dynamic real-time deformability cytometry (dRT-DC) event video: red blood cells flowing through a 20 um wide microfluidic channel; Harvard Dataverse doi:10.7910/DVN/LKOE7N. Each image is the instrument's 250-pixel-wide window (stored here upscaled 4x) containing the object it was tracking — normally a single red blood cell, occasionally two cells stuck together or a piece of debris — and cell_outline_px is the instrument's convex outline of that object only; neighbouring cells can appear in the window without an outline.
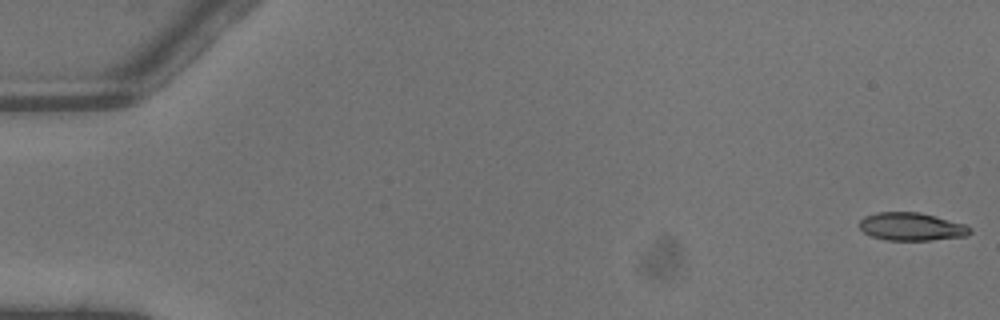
{"species": "common noctule bat (a hibernating species)", "species_latin": "Nyctalus noctula", "temperature_condition": "warm", "stored_images_in_passage": 5, "camera_frame_rate_fps": 3000, "um_per_image_px": 0.085, "animal": {"sex": "male", "body_mass_g": 13.3}, "frame": {"image": 1, "passage_image": 1, "time_ms": 0.0, "image_size_px": [1000, 320], "cell_outline_px": [[972, 232], [968, 236], [932, 240], [884, 240], [872, 236], [864, 232], [860, 228], [860, 220], [864, 216], [876, 212], [920, 212], [936, 216], [964, 224], [972, 228]], "centroid_in_image_um": [77.5, 19.26], "position_along_channel_um": 7.5, "area_um2": 18.15}}
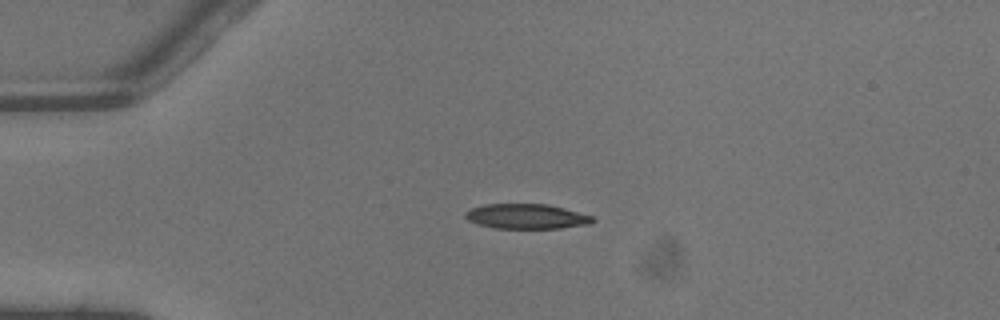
{"frame": {"image": 2, "passage_image": 4, "time_ms": 1.0, "image_size_px": [1000, 320], "cell_outline_px": [[596, 220], [592, 224], [560, 228], [492, 228], [476, 224], [468, 220], [464, 216], [464, 212], [472, 208], [484, 204], [548, 204], [564, 208], [592, 216]], "centroid_in_image_um": [44.74, 18.4], "position_along_channel_um": 40.3, "area_um2": 18.61}}